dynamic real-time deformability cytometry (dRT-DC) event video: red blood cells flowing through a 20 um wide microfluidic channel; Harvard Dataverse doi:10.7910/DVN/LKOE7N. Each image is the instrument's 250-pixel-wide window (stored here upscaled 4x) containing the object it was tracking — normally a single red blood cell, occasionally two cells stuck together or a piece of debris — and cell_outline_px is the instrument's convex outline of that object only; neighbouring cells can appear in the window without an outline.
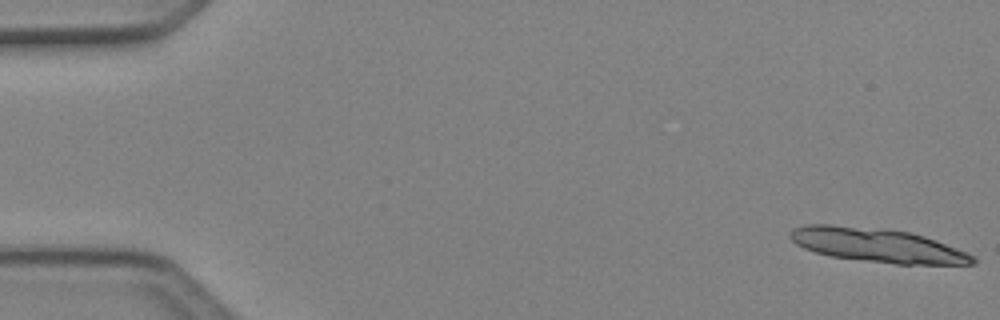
{"species": "Egyptian fruit bat (a non-hibernating species)", "species_latin": "Rousettus aegyptiacus", "temperature_condition": "cold", "stored_images_in_passage": 5, "segment_of_instrument_passage": [1, 2], "camera_frame_rate_fps": 3000, "um_per_image_px": 0.085, "animal": {"sex": "female"}, "frame": {"image": 1, "passage_image": 1, "time_ms": 0.0, "image_size_px": [1000, 320], "cell_outline_px": [[976, 264], [896, 264], [832, 256], [816, 252], [804, 248], [796, 244], [788, 236], [788, 232], [792, 228], [804, 224], [832, 224], [880, 228], [908, 232], [924, 236], [936, 240], [968, 252], [976, 260]], "centroid_in_image_um": [74.54, 20.83], "position_along_channel_um": 10.5, "area_um2": 36.13}}